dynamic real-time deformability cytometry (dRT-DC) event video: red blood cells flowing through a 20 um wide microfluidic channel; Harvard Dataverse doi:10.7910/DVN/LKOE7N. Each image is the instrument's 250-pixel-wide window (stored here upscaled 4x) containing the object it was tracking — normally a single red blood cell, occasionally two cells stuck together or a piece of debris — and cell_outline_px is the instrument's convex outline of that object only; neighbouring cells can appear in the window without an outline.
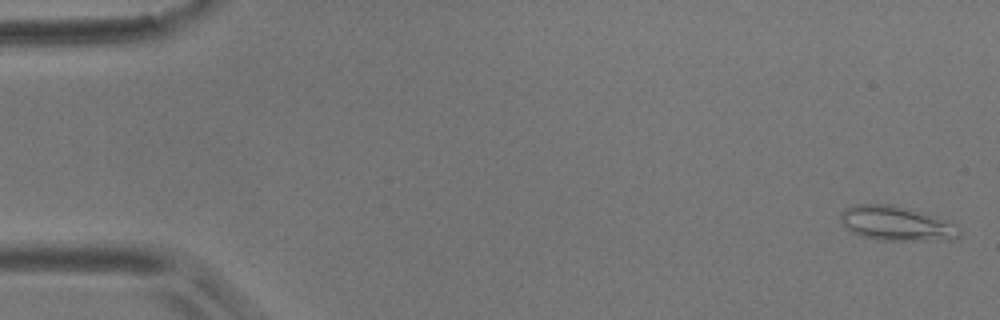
{"species": "common noctule bat (a hibernating species)", "species_latin": "Nyctalus noctula", "temperature_condition": "room temperature", "stored_images_in_passage": 6, "camera_frame_rate_fps": 3000, "um_per_image_px": 0.085, "animal": {"sex": "male", "body_mass_g": 17.9}, "frame": {"image": 1, "passage_image": 1, "time_ms": 0.0, "image_size_px": [1000, 320], "cell_outline_px": [[960, 240], [880, 240], [864, 236], [852, 232], [840, 220], [840, 212], [844, 208], [856, 204], [892, 204], [956, 220], [960, 224]], "centroid_in_image_um": [76.35, 18.98], "position_along_channel_um": 8.6, "area_um2": 24.68}}
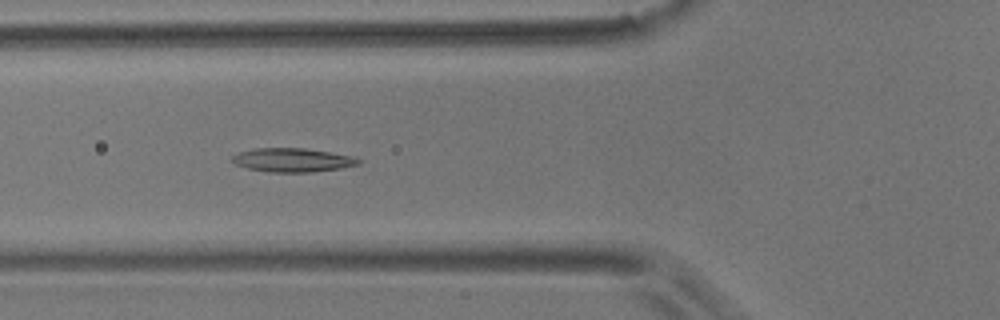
{"frame": {"image": 2, "passage_image": 6, "time_ms": 1.667, "image_size_px": [1000, 320], "cell_outline_px": [[360, 164], [340, 168], [312, 172], [268, 172], [248, 168], [236, 164], [228, 160], [232, 156], [240, 152], [256, 148], [304, 148], [356, 156], [360, 160]], "centroid_in_image_um": [24.87, 13.6], "position_along_channel_um": 100.9, "area_um2": 17.57}}